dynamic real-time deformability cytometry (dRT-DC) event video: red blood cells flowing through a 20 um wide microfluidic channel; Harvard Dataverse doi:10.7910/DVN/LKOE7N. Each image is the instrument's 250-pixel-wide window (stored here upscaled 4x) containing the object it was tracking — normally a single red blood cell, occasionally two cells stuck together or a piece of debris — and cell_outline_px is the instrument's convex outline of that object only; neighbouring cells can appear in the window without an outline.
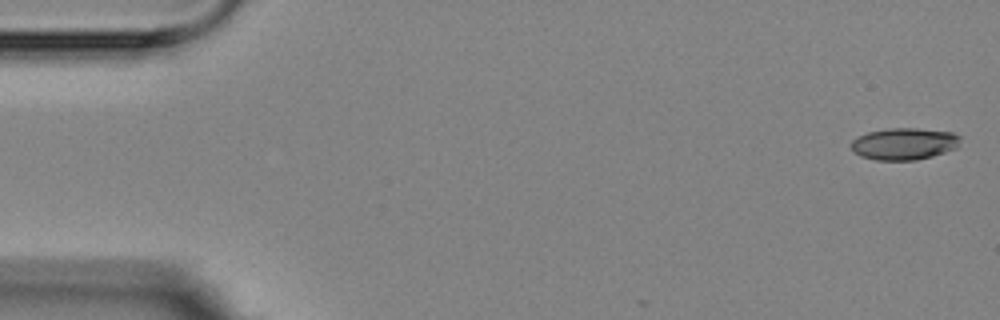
{"species": "Egyptian fruit bat (a non-hibernating species)", "species_latin": "Rousettus aegyptiacus", "temperature_condition": "room temperature", "stored_images_in_passage": 5, "camera_frame_rate_fps": 3000, "um_per_image_px": 0.085, "animal": {"sex": "female"}, "frame": {"image": 1, "passage_image": 1, "time_ms": 0.0, "image_size_px": [1000, 320], "cell_outline_px": [[960, 136], [956, 148], [932, 156], [916, 160], [876, 160], [860, 156], [852, 152], [848, 144], [852, 140], [868, 132], [888, 128], [916, 128], [952, 132]], "centroid_in_image_um": [76.79, 12.23], "position_along_channel_um": 8.2, "area_um2": 20.35}}
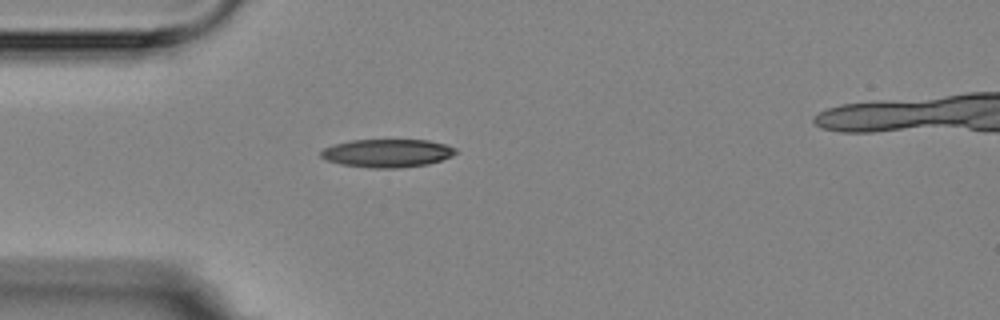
{"frame": {"image": 2, "passage_image": 5, "time_ms": 4.667, "image_size_px": [1000, 320], "cell_outline_px": [[460, 152], [452, 156], [428, 164], [400, 168], [372, 168], [340, 164], [328, 160], [320, 156], [320, 152], [324, 148], [336, 144], [352, 140], [428, 140], [448, 144], [456, 148]], "centroid_in_image_um": [32.98, 13.01], "position_along_channel_um": 52.0, "area_um2": 22.2}}